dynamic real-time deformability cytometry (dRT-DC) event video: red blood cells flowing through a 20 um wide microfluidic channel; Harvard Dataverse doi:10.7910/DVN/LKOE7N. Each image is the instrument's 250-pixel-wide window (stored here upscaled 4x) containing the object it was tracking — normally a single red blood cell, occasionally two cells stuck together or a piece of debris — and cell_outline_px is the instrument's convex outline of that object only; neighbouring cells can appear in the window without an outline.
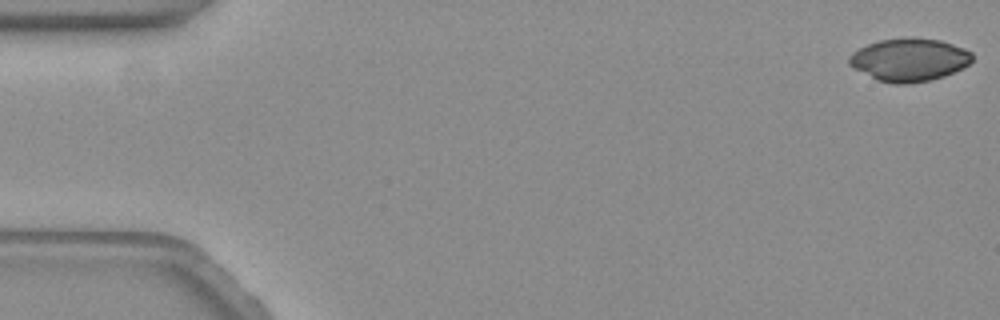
{"species": "common noctule bat (a hibernating species)", "species_latin": "Nyctalus noctula", "temperature_condition": "warm", "stored_images_in_passage": 11, "camera_frame_rate_fps": 3000, "um_per_image_px": 0.085, "animal": {"sex": "female", "body_mass_g": 19.3, "forearm_length_mm": 54.1}, "frame": {"image": 1, "passage_image": 1, "time_ms": 0.0, "image_size_px": [1000, 320], "cell_outline_px": [[972, 60], [964, 68], [944, 76], [928, 80], [908, 84], [892, 84], [876, 80], [848, 64], [848, 56], [852, 52], [868, 44], [880, 40], [908, 36], [912, 36], [940, 40], [964, 48], [972, 52]], "centroid_in_image_um": [77.28, 5.07], "position_along_channel_um": 7.7, "area_um2": 31.04}}